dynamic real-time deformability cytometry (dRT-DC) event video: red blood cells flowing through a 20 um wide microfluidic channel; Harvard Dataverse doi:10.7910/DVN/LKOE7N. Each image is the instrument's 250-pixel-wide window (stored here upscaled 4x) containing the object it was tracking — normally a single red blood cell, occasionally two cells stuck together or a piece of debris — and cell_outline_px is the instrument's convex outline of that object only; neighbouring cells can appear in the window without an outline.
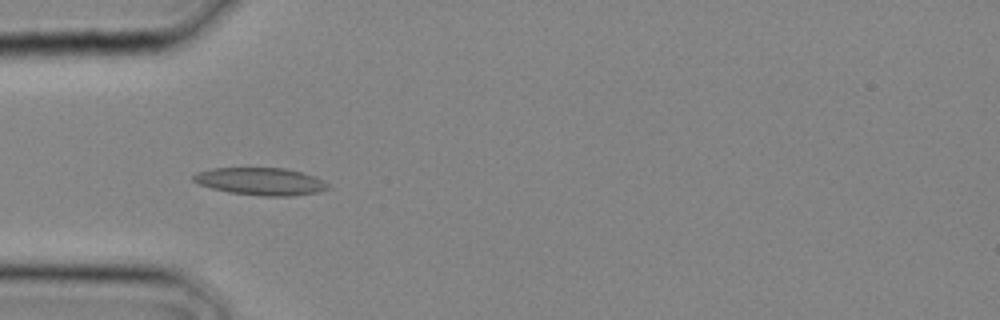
{"species": "common noctule bat (a hibernating species)", "species_latin": "Nyctalus noctula", "temperature_condition": "cold", "stored_images_in_passage": 14, "camera_frame_rate_fps": 3000, "um_per_image_px": 0.085, "animal": {"sex": "male", "body_mass_g": 20.4}, "frame": {"image": 1, "passage_image": 7, "time_ms": 2.0, "image_size_px": [1000, 320], "cell_outline_px": [[328, 188], [316, 192], [288, 196], [264, 196], [228, 192], [212, 188], [200, 184], [192, 180], [192, 176], [196, 172], [212, 168], [288, 168], [312, 176], [328, 184]], "centroid_in_image_um": [22.09, 15.41], "position_along_channel_um": 62.9, "area_um2": 21.21}}
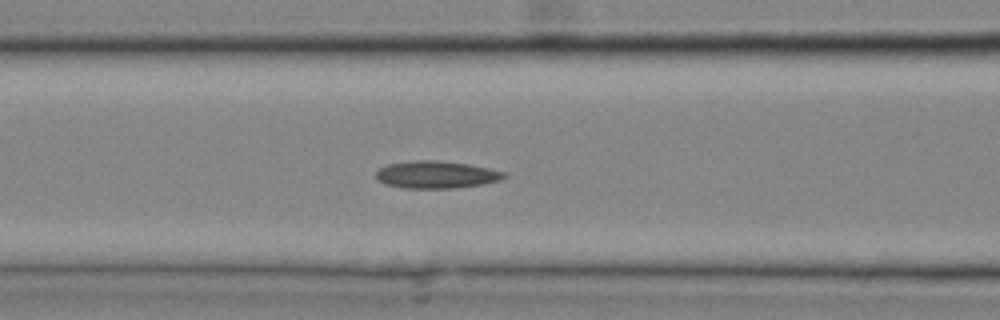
{"frame": {"image": 2, "passage_image": 10, "time_ms": 3.0, "image_size_px": [1000, 320], "cell_outline_px": [[508, 176], [500, 180], [484, 184], [456, 188], [404, 188], [384, 184], [376, 180], [376, 172], [380, 168], [388, 164], [416, 160], [432, 160], [468, 164], [508, 172]], "centroid_in_image_um": [37.1, 14.85], "position_along_channel_um": 129.5, "area_um2": 20.52}}
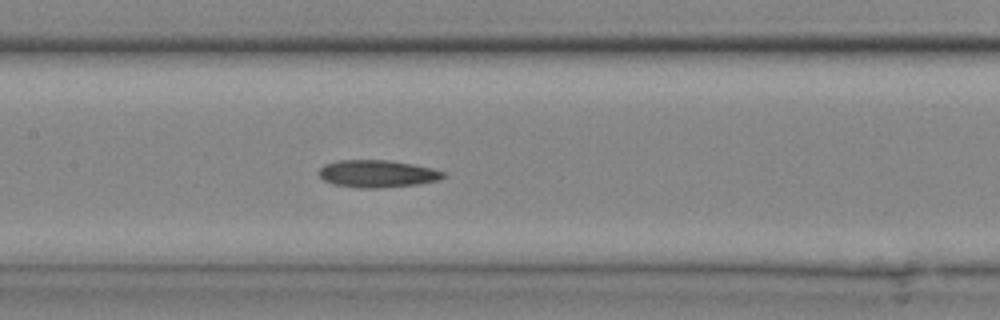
{"frame": {"image": 3, "passage_image": 12, "time_ms": 3.667, "image_size_px": [1000, 320], "cell_outline_px": [[448, 176], [440, 180], [416, 184], [380, 188], [360, 188], [336, 184], [324, 180], [320, 176], [320, 168], [324, 164], [336, 160], [388, 160], [412, 164], [432, 168], [448, 172]], "centroid_in_image_um": [32.14, 14.76], "position_along_channel_um": 175.3, "area_um2": 19.88}}